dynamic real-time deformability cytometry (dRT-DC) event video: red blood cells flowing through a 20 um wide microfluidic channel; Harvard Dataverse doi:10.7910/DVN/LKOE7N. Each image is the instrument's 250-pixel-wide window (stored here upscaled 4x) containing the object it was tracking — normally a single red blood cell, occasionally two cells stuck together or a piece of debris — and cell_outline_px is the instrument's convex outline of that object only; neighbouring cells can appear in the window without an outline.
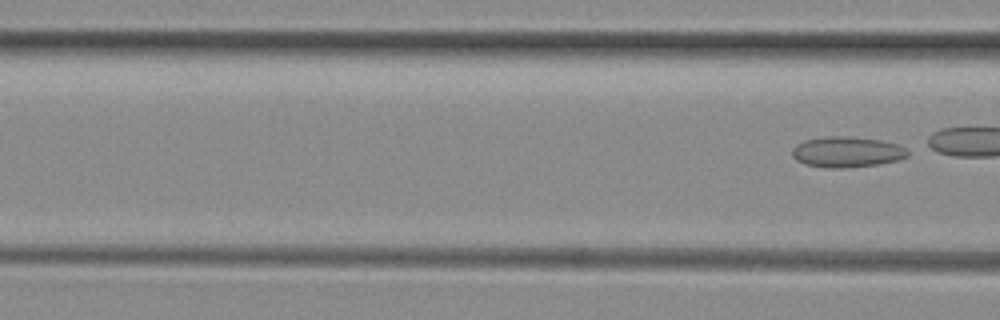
{"species": "common noctule bat (a hibernating species)", "species_latin": "Nyctalus noctula", "temperature_condition": "room temperature", "stored_images_in_passage": 6, "segment_of_instrument_passage": [2, 2], "camera_frame_rate_fps": 3000, "um_per_image_px": 0.085, "animal": {"sex": "female", "body_mass_g": 29.2, "forearm_length_mm": 56.3}, "frame": {"image": 1, "passage_image": 6, "time_ms": 1.667, "image_size_px": [1000, 320], "cell_outline_px": [[908, 156], [896, 160], [880, 164], [844, 168], [828, 168], [804, 164], [796, 160], [792, 156], [792, 148], [796, 144], [804, 140], [828, 136], [852, 136], [880, 140], [900, 144], [908, 148]], "centroid_in_image_um": [71.99, 12.91], "position_along_channel_um": 94.6, "area_um2": 20.92}}